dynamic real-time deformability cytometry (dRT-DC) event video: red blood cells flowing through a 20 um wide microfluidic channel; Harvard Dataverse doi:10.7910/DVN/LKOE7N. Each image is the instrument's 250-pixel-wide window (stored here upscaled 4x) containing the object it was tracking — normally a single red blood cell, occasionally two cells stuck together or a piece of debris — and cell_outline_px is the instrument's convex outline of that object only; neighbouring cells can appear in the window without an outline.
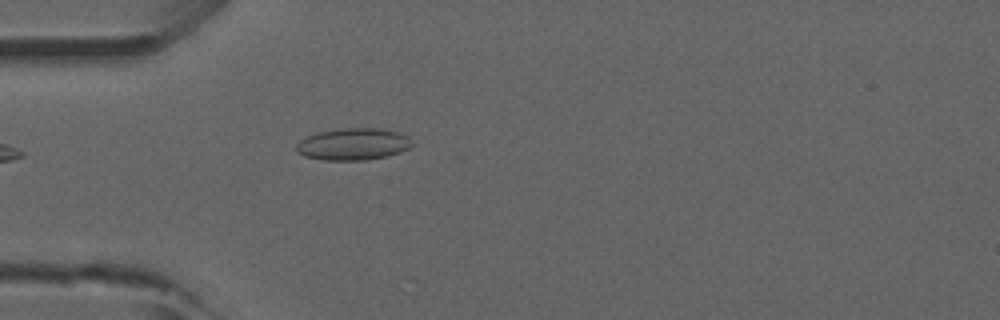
{"species": "common noctule bat (a hibernating species)", "species_latin": "Nyctalus noctula", "temperature_condition": "room temperature", "stored_images_in_passage": 18, "camera_frame_rate_fps": 3000, "um_per_image_px": 0.085, "animal": {"sex": "male", "forearm_length_mm": 52.5}, "frame": {"image": 1, "passage_image": 1, "time_ms": 0.0, "image_size_px": [1000, 320], "cell_outline_px": [[416, 144], [400, 152], [388, 156], [364, 160], [324, 160], [304, 156], [296, 152], [296, 144], [300, 140], [308, 136], [320, 132], [344, 128], [380, 128], [396, 132], [408, 136]], "centroid_in_image_um": [30.04, 12.26], "position_along_channel_um": 55.0, "area_um2": 21.56}}
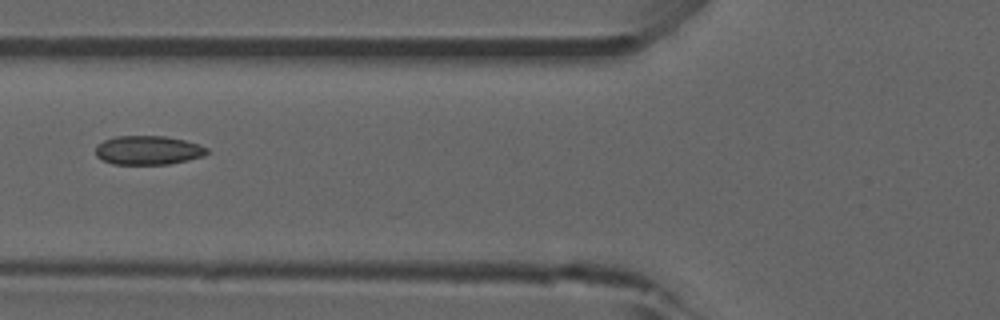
{"frame": {"image": 2, "passage_image": 6, "time_ms": 1.667, "image_size_px": [1000, 320], "cell_outline_px": [[208, 152], [204, 156], [188, 160], [168, 164], [112, 164], [100, 160], [96, 156], [96, 144], [104, 140], [116, 136], [164, 136], [184, 140], [208, 148]], "centroid_in_image_um": [12.55, 12.77], "position_along_channel_um": 113.3, "area_um2": 18.84}}